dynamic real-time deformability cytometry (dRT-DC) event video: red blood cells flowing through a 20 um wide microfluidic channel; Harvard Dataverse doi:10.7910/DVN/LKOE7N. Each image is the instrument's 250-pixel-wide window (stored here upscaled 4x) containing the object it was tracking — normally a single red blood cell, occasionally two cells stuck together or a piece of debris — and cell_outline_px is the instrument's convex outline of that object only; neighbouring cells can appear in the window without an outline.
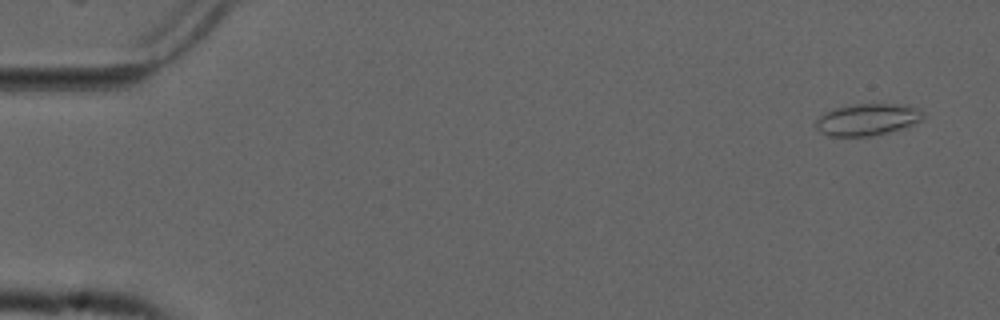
{"species": "common noctule bat (a hibernating species)", "species_latin": "Nyctalus noctula", "temperature_condition": "cold", "stored_images_in_passage": 53, "camera_frame_rate_fps": 3000, "um_per_image_px": 0.085, "animal": {"sex": "male", "forearm_length_mm": 52.5}, "frame": {"image": 1, "passage_image": 3, "time_ms": 0.667, "image_size_px": [1000, 320], "cell_outline_px": [[928, 116], [912, 124], [888, 132], [872, 136], [828, 136], [816, 128], [816, 120], [824, 112], [836, 108], [856, 104], [904, 104], [920, 108]], "centroid_in_image_um": [73.76, 10.15], "position_along_channel_um": 11.2, "area_um2": 19.88}}
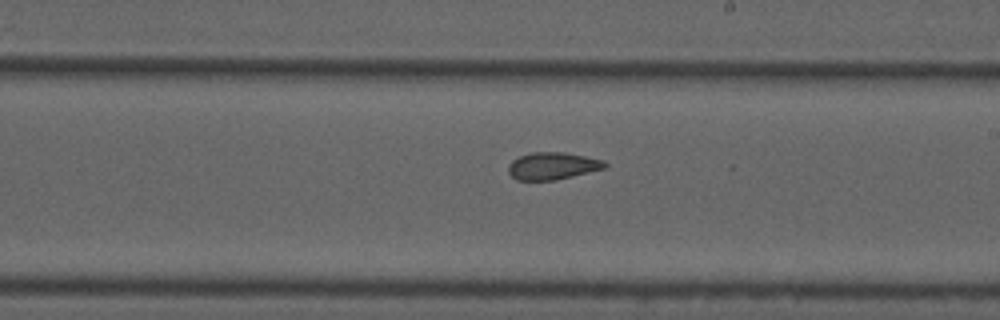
{"frame": {"image": 2, "passage_image": 32, "time_ms": 10.333, "image_size_px": [1000, 320], "cell_outline_px": [[608, 168], [556, 180], [516, 180], [508, 172], [508, 164], [512, 160], [520, 156], [532, 152], [564, 152], [604, 160], [608, 164]], "centroid_in_image_um": [46.99, 14.1], "position_along_channel_um": 242.0, "area_um2": 15.49}}
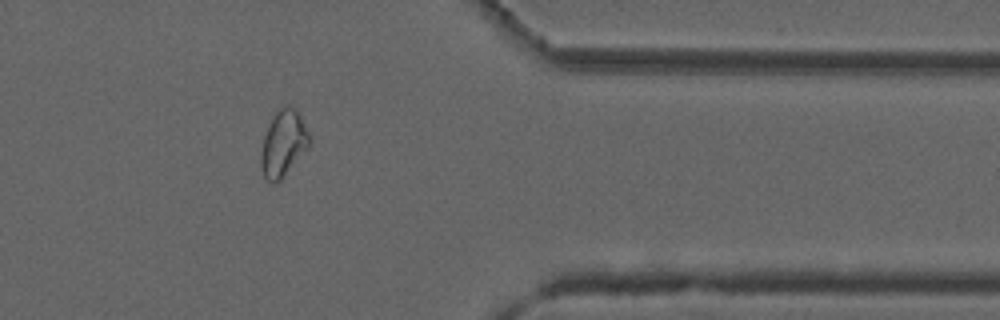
{"frame": {"image": 3, "passage_image": 45, "time_ms": 14.667, "image_size_px": [1000, 320], "cell_outline_px": [[312, 140], [308, 148], [280, 180], [276, 184], [272, 184], [264, 176], [260, 168], [260, 156], [264, 136], [272, 116], [280, 108], [288, 104], [300, 116]], "centroid_in_image_um": [24.07, 12.22], "position_along_channel_um": 387.3, "area_um2": 18.55}, "authors_computed_cell_mechanics": {"area_um2": 17.2822, "velocity_mm_per_s": 3.7368, "shape_relaxation_time_tau1_ms": null, "shape_relaxation_time_tau2_ms": 1.6582, "deformation_change_tau1": null, "deformation_change_tau2": 0.0689}}